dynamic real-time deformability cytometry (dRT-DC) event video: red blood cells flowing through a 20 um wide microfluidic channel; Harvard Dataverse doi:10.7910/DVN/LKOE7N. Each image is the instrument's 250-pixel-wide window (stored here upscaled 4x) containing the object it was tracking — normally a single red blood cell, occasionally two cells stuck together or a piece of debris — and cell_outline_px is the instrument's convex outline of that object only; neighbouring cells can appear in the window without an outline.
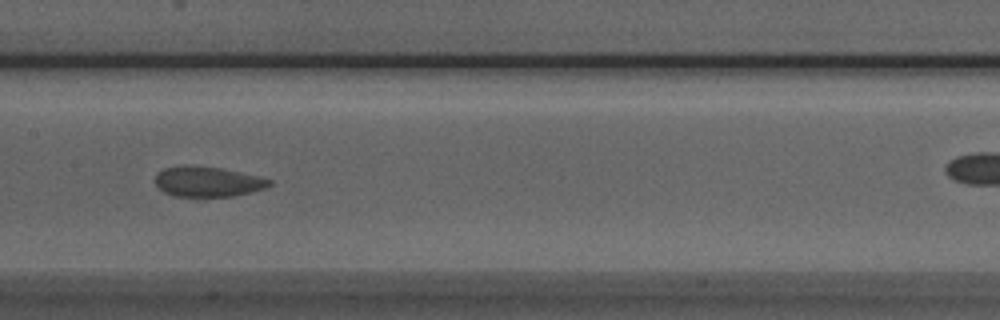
{"species": "Egyptian fruit bat (a non-hibernating species)", "species_latin": "Rousettus aegyptiacus", "temperature_condition": "room temperature", "stored_images_in_passage": 40, "camera_frame_rate_fps": 3000, "um_per_image_px": 0.085, "animal": {"sex": "male"}, "frame": {"image": 1, "passage_image": 12, "time_ms": 3.667, "image_size_px": [1000, 320], "cell_outline_px": [[272, 184], [264, 188], [232, 196], [172, 196], [164, 192], [156, 184], [156, 172], [164, 168], [220, 168], [260, 176], [272, 180]], "centroid_in_image_um": [17.69, 15.47], "position_along_channel_um": 189.7, "area_um2": 19.25}}
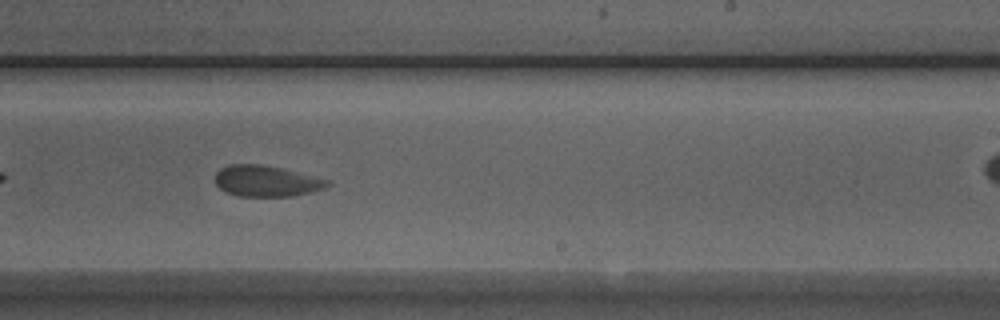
{"frame": {"image": 2, "passage_image": 18, "time_ms": 5.667, "image_size_px": [1000, 320], "cell_outline_px": [[328, 184], [324, 188], [312, 192], [292, 196], [236, 196], [224, 192], [216, 184], [216, 172], [220, 168], [232, 164], [260, 164], [280, 168], [328, 180]], "centroid_in_image_um": [22.58, 15.4], "position_along_channel_um": 266.4, "area_um2": 20.06}, "authors_computed_cell_mechanics": {"area_um2": 20.4612, "velocity_mm_per_s": 3.8507, "shape_relaxation_time_tau1_ms": null, "shape_relaxation_time_tau2_ms": 1.5016, "deformation_change_tau1": null, "deformation_change_tau2": 0.0731}}